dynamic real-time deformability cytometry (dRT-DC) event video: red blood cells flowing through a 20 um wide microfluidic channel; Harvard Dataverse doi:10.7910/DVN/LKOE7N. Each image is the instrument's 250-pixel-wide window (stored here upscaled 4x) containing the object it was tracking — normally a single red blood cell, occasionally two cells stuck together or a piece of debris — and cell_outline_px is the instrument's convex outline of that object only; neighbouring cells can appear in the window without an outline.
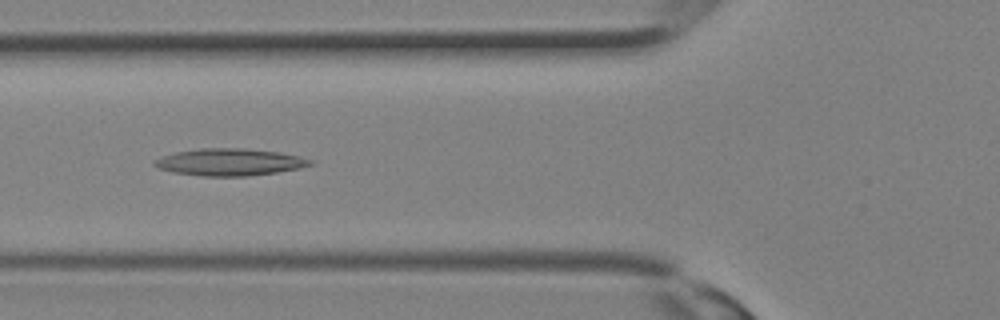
{"species": "Egyptian fruit bat (a non-hibernating species)", "species_latin": "Rousettus aegyptiacus", "temperature_condition": "room temperature", "stored_images_in_passage": 25, "camera_frame_rate_fps": 3000, "um_per_image_px": 0.085, "animal": {"sex": "female"}, "frame": {"image": 1, "passage_image": 5, "time_ms": 1.333, "image_size_px": [1000, 320], "cell_outline_px": [[316, 164], [300, 168], [276, 172], [244, 176], [204, 176], [172, 172], [160, 168], [152, 164], [156, 160], [164, 156], [176, 152], [200, 148], [244, 148], [280, 152], [312, 160]], "centroid_in_image_um": [19.55, 13.77], "position_along_channel_um": 106.2, "area_um2": 24.33}}
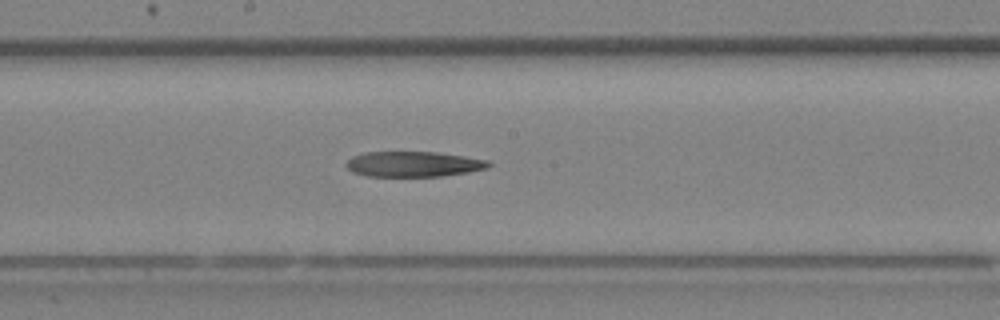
{"frame": {"image": 2, "passage_image": 10, "time_ms": 3.0, "image_size_px": [1000, 320], "cell_outline_px": [[492, 164], [488, 168], [468, 172], [440, 176], [368, 176], [352, 172], [344, 164], [352, 156], [364, 152], [436, 152], [464, 156], [488, 160]], "centroid_in_image_um": [35.14, 13.94], "position_along_channel_um": 213.1, "area_um2": 21.04}}
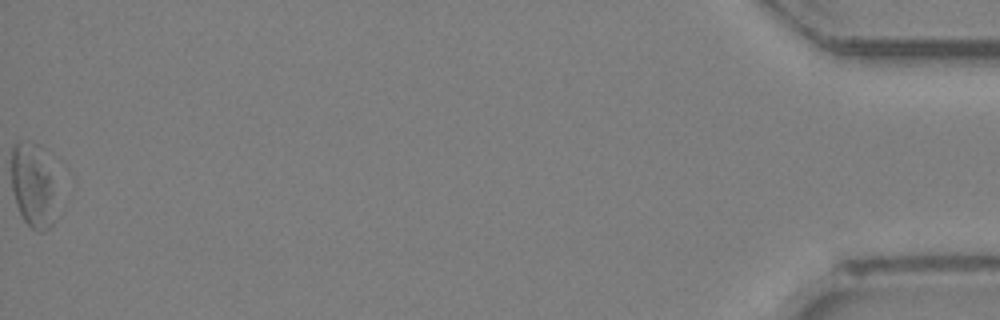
{"frame": {"image": 3, "passage_image": 25, "time_ms": 8.0, "image_size_px": [1000, 320], "cell_outline_px": [[52, 224], [44, 232], [40, 232], [32, 228], [24, 220], [16, 204], [12, 188], [12, 144], [16, 140], [32, 140], [40, 144], [52, 188]], "centroid_in_image_um": [2.71, 15.69], "position_along_channel_um": 432.5, "area_um2": 21.15}}